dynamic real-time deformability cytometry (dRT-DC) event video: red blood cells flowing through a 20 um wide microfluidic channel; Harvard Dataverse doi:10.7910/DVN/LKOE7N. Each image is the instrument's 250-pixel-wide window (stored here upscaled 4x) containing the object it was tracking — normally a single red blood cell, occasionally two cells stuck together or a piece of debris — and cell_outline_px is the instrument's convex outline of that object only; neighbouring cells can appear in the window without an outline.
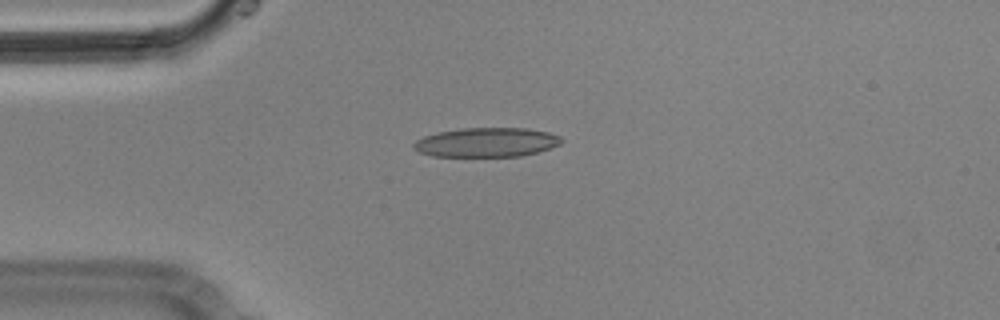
{"species": "Egyptian fruit bat (a non-hibernating species)", "species_latin": "Rousettus aegyptiacus", "temperature_condition": "cold", "stored_images_in_passage": 4, "camera_frame_rate_fps": 3000, "um_per_image_px": 0.085, "animal": {"sex": "male"}, "frame": {"image": 1, "passage_image": 1, "time_ms": 0.0, "image_size_px": [1000, 320], "cell_outline_px": [[564, 140], [560, 144], [536, 152], [520, 156], [432, 156], [420, 152], [412, 148], [412, 144], [416, 140], [424, 136], [436, 132], [460, 128], [524, 128], [548, 132], [560, 136]], "centroid_in_image_um": [41.32, 12.09], "position_along_channel_um": 43.7, "area_um2": 25.2}}